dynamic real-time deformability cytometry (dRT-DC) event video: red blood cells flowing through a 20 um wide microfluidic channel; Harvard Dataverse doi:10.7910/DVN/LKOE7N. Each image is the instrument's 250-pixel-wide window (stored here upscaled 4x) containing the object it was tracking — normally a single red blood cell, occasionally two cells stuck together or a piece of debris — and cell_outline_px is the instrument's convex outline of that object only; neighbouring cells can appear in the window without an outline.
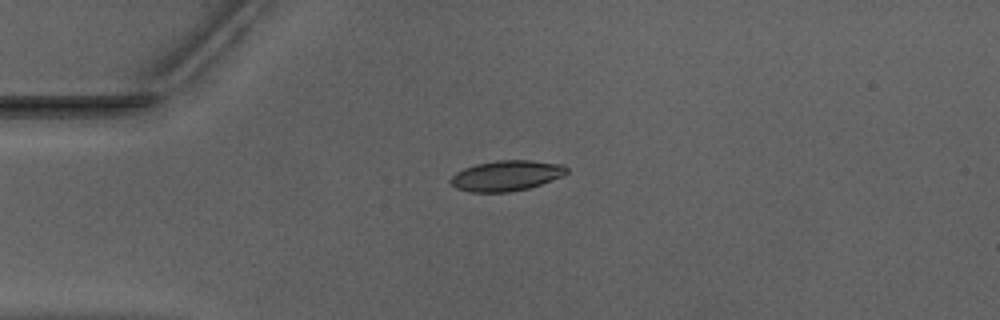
{"species": "Egyptian fruit bat (a non-hibernating species)", "species_latin": "Rousettus aegyptiacus", "temperature_condition": "warm", "stored_images_in_passage": 40, "camera_frame_rate_fps": 3000, "um_per_image_px": 0.085, "animal": {"sex": "male"}, "frame": {"image": 1, "passage_image": 1, "time_ms": 0.0, "image_size_px": [1000, 320], "cell_outline_px": [[568, 172], [564, 176], [528, 188], [508, 192], [468, 192], [456, 188], [448, 180], [456, 172], [464, 168], [476, 164], [496, 160], [532, 160], [564, 164], [568, 168]], "centroid_in_image_um": [43.05, 14.92], "position_along_channel_um": 41.9, "area_um2": 20.75}}
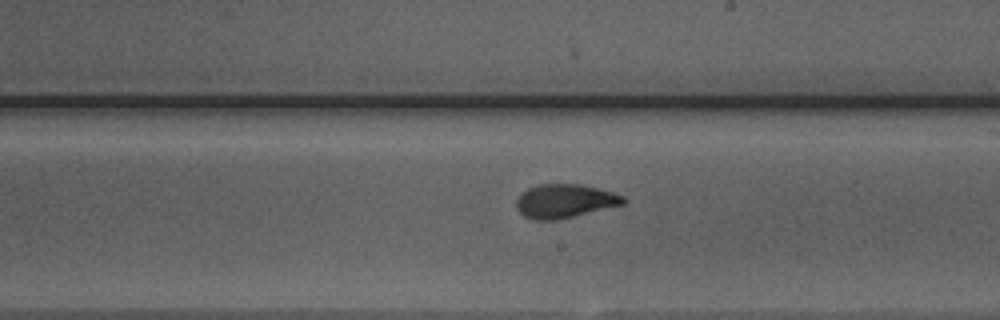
{"frame": {"image": 2, "passage_image": 18, "time_ms": 5.667, "image_size_px": [1000, 320], "cell_outline_px": [[628, 200], [624, 204], [556, 220], [536, 220], [524, 216], [516, 208], [516, 200], [520, 192], [528, 188], [540, 184], [580, 184], [612, 192], [624, 196]], "centroid_in_image_um": [47.98, 17.08], "position_along_channel_um": 241.0, "area_um2": 20.98}}
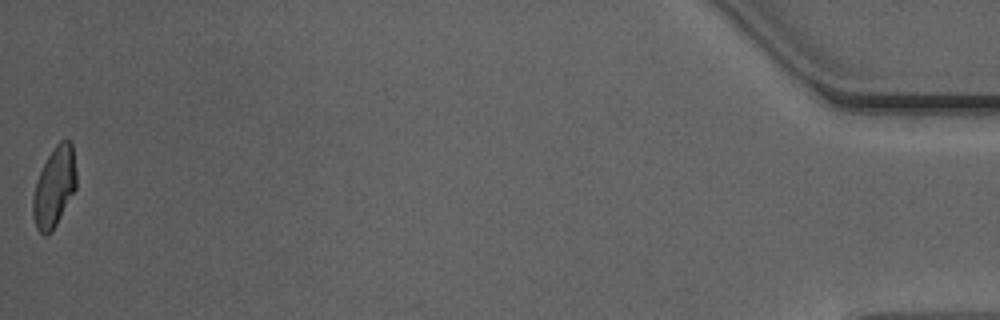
{"frame": {"image": 3, "passage_image": 40, "time_ms": 13.0, "image_size_px": [1000, 320], "cell_outline_px": [[76, 188], [52, 232], [44, 236], [36, 228], [32, 212], [32, 200], [36, 180], [48, 156], [56, 144], [60, 140], [68, 140], [72, 144], [76, 172]], "centroid_in_image_um": [4.6, 15.91], "position_along_channel_um": 430.6, "area_um2": 20.11}, "authors_computed_cell_mechanics": {"area_um2": 20.8658, "velocity_mm_per_s": 3.9585, "shape_relaxation_time_tau1_ms": 3.5053, "shape_relaxation_time_tau2_ms": 0.965, "deformation_change_tau1": 0.1496, "deformation_change_tau2": 0.0436}}